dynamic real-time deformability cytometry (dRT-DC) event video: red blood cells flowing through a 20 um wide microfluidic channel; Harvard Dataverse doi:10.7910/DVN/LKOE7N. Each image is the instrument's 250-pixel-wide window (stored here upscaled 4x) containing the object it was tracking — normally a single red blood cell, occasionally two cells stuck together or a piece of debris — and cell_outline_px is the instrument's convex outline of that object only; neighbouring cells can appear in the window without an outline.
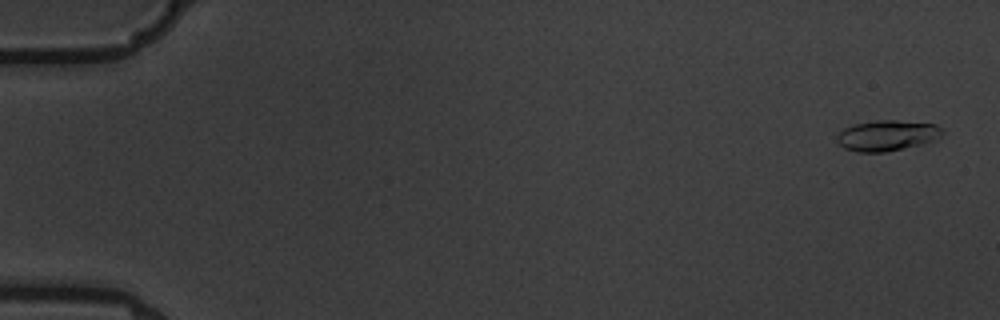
{"species": "common noctule bat (a hibernating species)", "species_latin": "Nyctalus noctula", "temperature_condition": "warm", "stored_images_in_passage": 7, "camera_frame_rate_fps": 3000, "um_per_image_px": 0.085, "animal": {"sex": "male", "body_mass_g": 19.5, "forearm_length_mm": 54.6}, "frame": {"image": 1, "passage_image": 1, "time_ms": 0.0, "image_size_px": [1000, 320], "cell_outline_px": [[944, 132], [936, 140], [920, 144], [884, 152], [856, 152], [844, 148], [836, 140], [836, 136], [844, 128], [852, 124], [876, 120], [896, 120], [936, 124]], "centroid_in_image_um": [75.37, 11.51], "position_along_channel_um": 9.6, "area_um2": 18.79}}
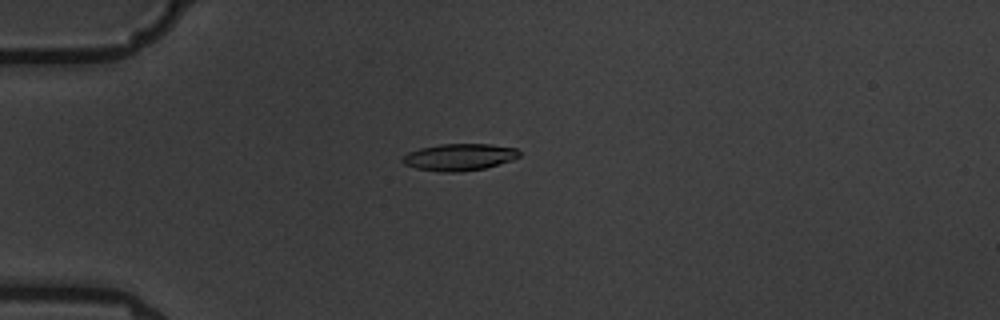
{"frame": {"image": 2, "passage_image": 5, "time_ms": 4.667, "image_size_px": [1000, 320], "cell_outline_px": [[520, 156], [512, 160], [484, 168], [460, 172], [440, 172], [416, 168], [404, 164], [400, 160], [408, 152], [420, 148], [440, 144], [492, 144], [516, 148], [520, 152]], "centroid_in_image_um": [39.03, 13.35], "position_along_channel_um": 46.0, "area_um2": 18.32}}
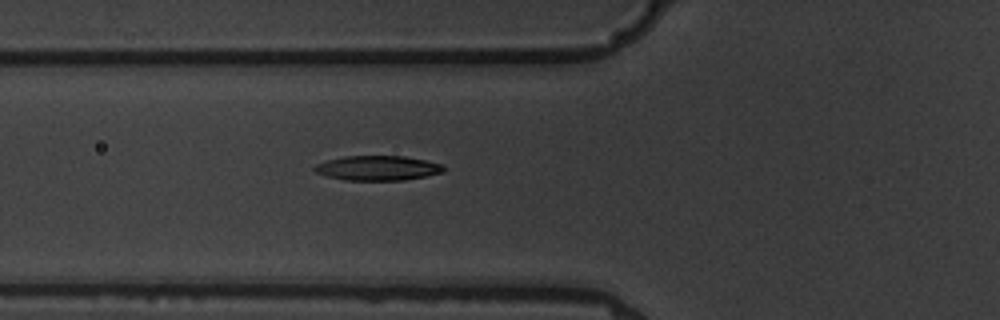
{"frame": {"image": 3, "passage_image": 7, "time_ms": 6.667, "image_size_px": [1000, 320], "cell_outline_px": [[444, 172], [428, 176], [404, 180], [344, 180], [328, 176], [316, 172], [312, 168], [316, 164], [328, 160], [344, 156], [404, 156], [444, 164]], "centroid_in_image_um": [32.13, 14.28], "position_along_channel_um": 93.7, "area_um2": 18.61}}